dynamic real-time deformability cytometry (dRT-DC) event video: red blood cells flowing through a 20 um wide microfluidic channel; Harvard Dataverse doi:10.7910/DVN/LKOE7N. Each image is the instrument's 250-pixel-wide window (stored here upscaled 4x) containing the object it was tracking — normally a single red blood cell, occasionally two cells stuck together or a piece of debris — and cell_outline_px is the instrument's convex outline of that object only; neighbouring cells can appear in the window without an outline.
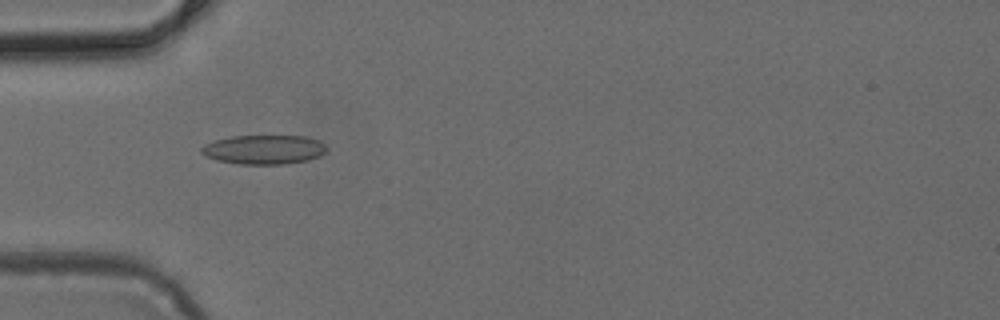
{"species": "common noctule bat (a hibernating species)", "species_latin": "Nyctalus noctula", "temperature_condition": "cold", "stored_images_in_passage": 6, "camera_frame_rate_fps": 3000, "um_per_image_px": 0.085, "animal": {"sex": "female", "body_mass_g": 24.6, "forearm_length_mm": 56.2}, "frame": {"image": 1, "passage_image": 4, "time_ms": 1.0, "image_size_px": [1000, 320], "cell_outline_px": [[324, 152], [320, 156], [308, 160], [284, 164], [240, 164], [216, 160], [200, 152], [200, 148], [204, 144], [216, 140], [232, 136], [308, 136], [320, 140], [324, 144]], "centroid_in_image_um": [22.43, 12.71], "position_along_channel_um": 62.6, "area_um2": 21.27}}
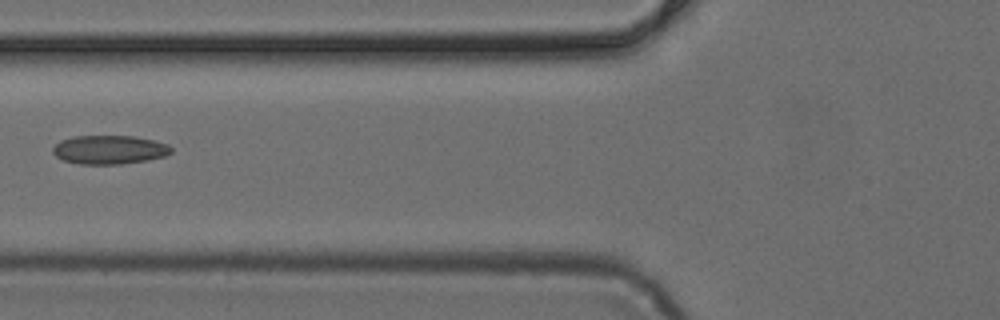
{"frame": {"image": 2, "passage_image": 5, "time_ms": 1.333, "image_size_px": [1000, 320], "cell_outline_px": [[172, 152], [164, 156], [148, 160], [120, 164], [80, 164], [64, 160], [56, 156], [52, 152], [52, 148], [60, 140], [72, 136], [136, 136], [156, 140], [168, 144], [172, 148]], "centroid_in_image_um": [9.31, 12.71], "position_along_channel_um": 116.5, "area_um2": 20.0}}
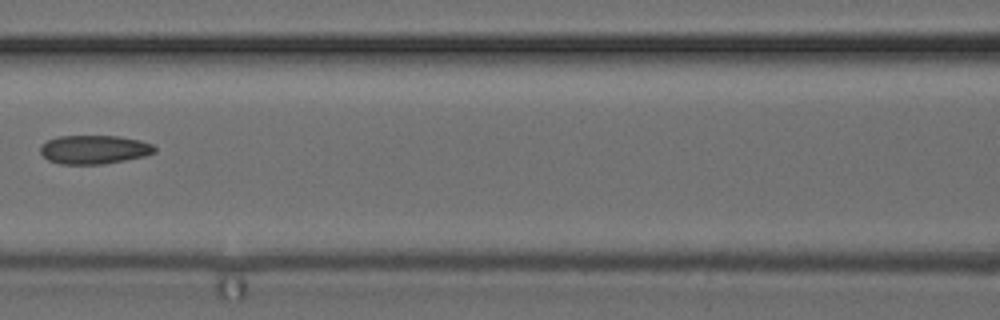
{"frame": {"image": 3, "passage_image": 6, "time_ms": 1.667, "image_size_px": [1000, 320], "cell_outline_px": [[156, 152], [144, 156], [104, 164], [60, 164], [48, 160], [40, 152], [40, 144], [56, 136], [120, 136], [140, 140], [152, 144], [156, 148]], "centroid_in_image_um": [7.99, 12.7], "position_along_channel_um": 158.6, "area_um2": 19.25}}